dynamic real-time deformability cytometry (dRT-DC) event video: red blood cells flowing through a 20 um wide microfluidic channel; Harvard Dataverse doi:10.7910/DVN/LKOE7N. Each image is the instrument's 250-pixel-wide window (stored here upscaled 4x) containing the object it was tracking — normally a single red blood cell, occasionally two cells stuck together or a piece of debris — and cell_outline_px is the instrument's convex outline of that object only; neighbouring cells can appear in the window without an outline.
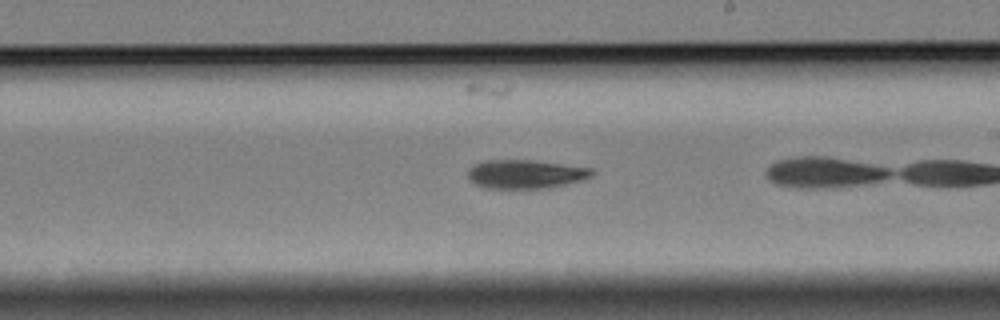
{"species": "Egyptian fruit bat (a non-hibernating species)", "species_latin": "Rousettus aegyptiacus", "temperature_condition": "cold", "stored_images_in_passage": 21, "camera_frame_rate_fps": 3000, "um_per_image_px": 0.085, "animal": {"sex": "female"}, "frame": {"image": 1, "passage_image": 16, "time_ms": 5.0, "image_size_px": [1000, 320], "cell_outline_px": [[596, 172], [592, 176], [580, 180], [564, 184], [544, 188], [488, 188], [476, 184], [468, 176], [468, 168], [484, 160], [532, 160], [592, 168]], "centroid_in_image_um": [44.68, 14.79], "position_along_channel_um": 244.3, "area_um2": 20.52}}